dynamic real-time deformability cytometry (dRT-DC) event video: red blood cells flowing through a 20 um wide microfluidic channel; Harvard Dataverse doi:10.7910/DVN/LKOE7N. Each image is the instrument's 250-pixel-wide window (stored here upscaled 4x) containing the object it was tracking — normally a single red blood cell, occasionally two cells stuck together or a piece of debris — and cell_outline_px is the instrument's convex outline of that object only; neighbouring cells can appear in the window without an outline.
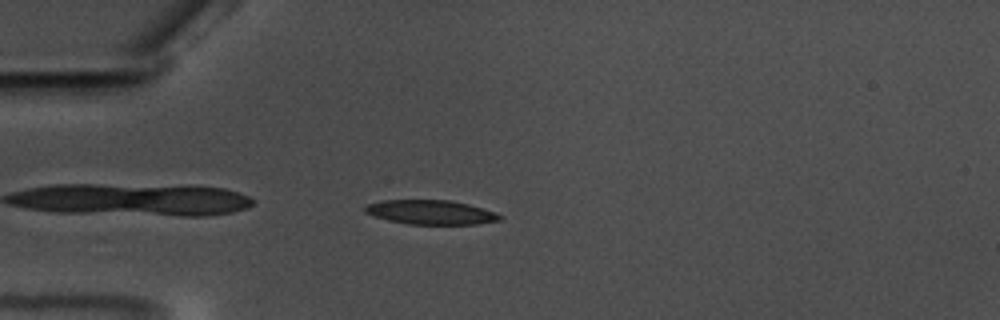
{"species": "common noctule bat (a hibernating species)", "species_latin": "Nyctalus noctula", "temperature_condition": "warm", "stored_images_in_passage": 45, "camera_frame_rate_fps": 3000, "um_per_image_px": 0.085, "animal": {"sex": "male", "body_mass_g": 17.5, "forearm_length_mm": 52.3}, "frame": {"image": 1, "passage_image": 3, "time_ms": 0.667, "image_size_px": [1000, 320], "cell_outline_px": [[504, 216], [500, 220], [476, 224], [408, 224], [388, 220], [364, 212], [364, 204], [384, 200], [448, 200], [468, 204], [496, 212]], "centroid_in_image_um": [36.61, 18.04], "position_along_channel_um": 48.4, "area_um2": 19.07}}
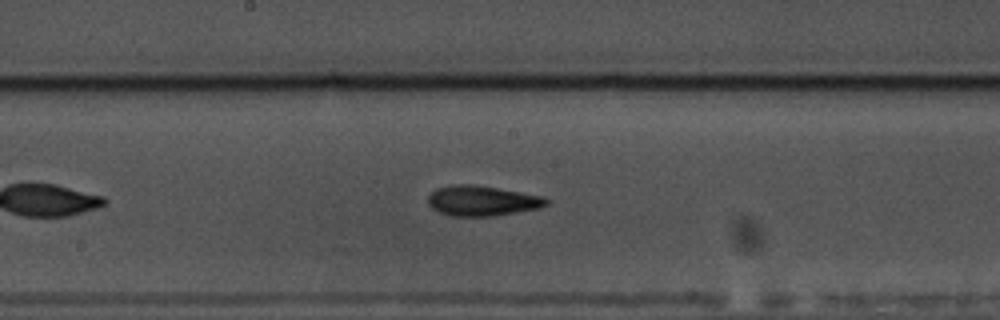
{"frame": {"image": 2, "passage_image": 18, "time_ms": 5.667, "image_size_px": [1000, 320], "cell_outline_px": [[548, 204], [540, 208], [492, 216], [448, 216], [432, 208], [428, 204], [428, 196], [436, 188], [452, 184], [472, 184], [544, 196], [548, 200]], "centroid_in_image_um": [40.95, 17.06], "position_along_channel_um": 207.2, "area_um2": 20.81}}
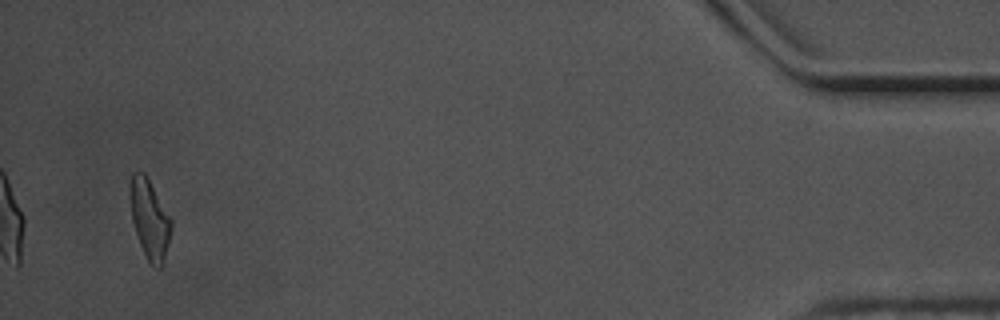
{"frame": {"image": 3, "passage_image": 43, "time_ms": 14.0, "image_size_px": [1000, 320], "cell_outline_px": [[172, 228], [164, 260], [160, 268], [156, 268], [148, 260], [140, 244], [132, 220], [128, 188], [132, 172], [144, 172], [172, 220]], "centroid_in_image_um": [12.7, 18.59], "position_along_channel_um": 422.5, "area_um2": 18.84}, "authors_computed_cell_mechanics": {"area_um2": 19.4208, "velocity_mm_per_s": 3.5134, "shape_relaxation_time_tau1_ms": 4.6839, "shape_relaxation_time_tau2_ms": 3.5593, "deformation_change_tau1": 0.1593, "deformation_change_tau2": 0.1242}}